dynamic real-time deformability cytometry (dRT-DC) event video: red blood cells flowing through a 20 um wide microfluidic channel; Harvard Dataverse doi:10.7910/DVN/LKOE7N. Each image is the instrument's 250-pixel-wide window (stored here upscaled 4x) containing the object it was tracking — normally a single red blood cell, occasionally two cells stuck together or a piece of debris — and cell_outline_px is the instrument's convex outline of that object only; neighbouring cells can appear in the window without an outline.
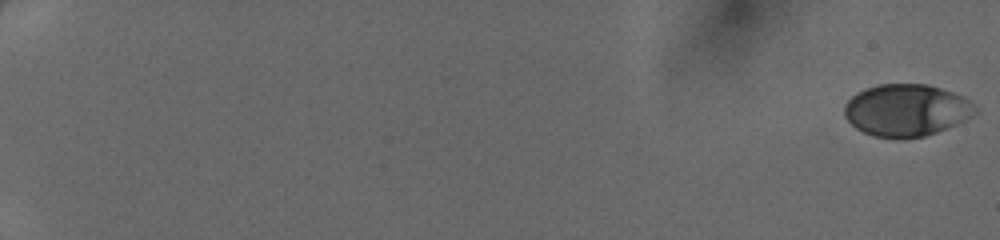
{"species": "human", "species_latin": "Homo sapiens", "temperature_condition": "cold", "stored_images_in_passage": 50, "camera_frame_rate_fps": 3000, "um_per_image_px": 0.085, "donor": {"sex": "female"}, "frame": {"image": 1, "passage_image": 1, "time_ms": 0.0, "image_size_px": [1000, 240], "cell_outline_px": [[976, 112], [972, 116], [956, 124], [936, 132], [924, 136], [872, 136], [856, 128], [844, 116], [844, 104], [856, 92], [880, 84], [928, 84], [952, 92], [968, 100], [976, 108]], "centroid_in_image_um": [77.02, 9.34], "position_along_channel_um": 8.0, "area_um2": 38.96}}
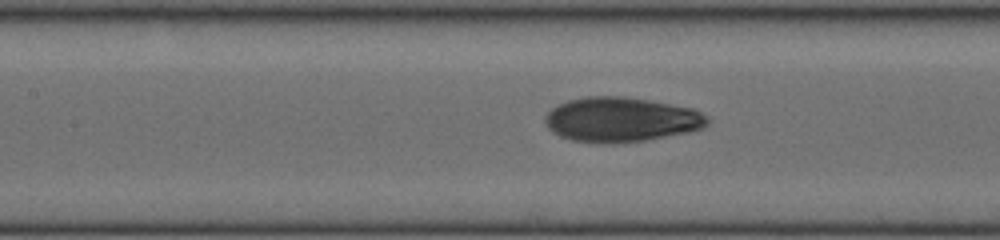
{"frame": {"image": 2, "passage_image": 27, "time_ms": 8.667, "image_size_px": [1000, 240], "cell_outline_px": [[708, 124], [704, 128], [692, 132], [644, 140], [612, 144], [572, 140], [560, 136], [552, 132], [548, 128], [544, 120], [544, 116], [552, 108], [568, 100], [588, 96], [624, 96], [648, 100], [692, 108], [708, 116]], "centroid_in_image_um": [52.8, 10.17], "position_along_channel_um": 154.6, "area_um2": 42.37}}
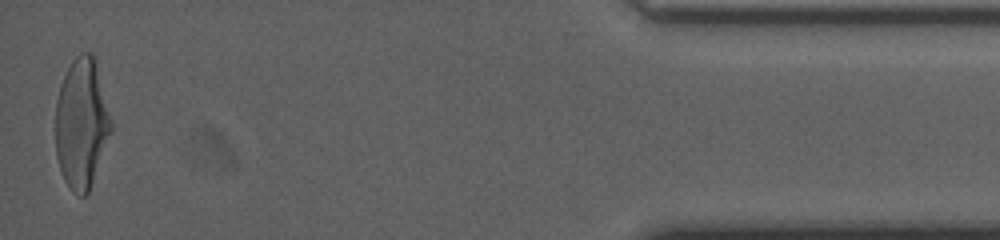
{"frame": {"image": 3, "passage_image": 50, "time_ms": 16.333, "image_size_px": [1000, 240], "cell_outline_px": [[112, 132], [88, 192], [84, 196], [80, 196], [72, 192], [64, 180], [56, 156], [56, 100], [60, 84], [72, 60], [80, 52], [92, 52], [112, 120]], "centroid_in_image_um": [6.93, 10.5], "position_along_channel_um": 428.3, "area_um2": 41.96}}